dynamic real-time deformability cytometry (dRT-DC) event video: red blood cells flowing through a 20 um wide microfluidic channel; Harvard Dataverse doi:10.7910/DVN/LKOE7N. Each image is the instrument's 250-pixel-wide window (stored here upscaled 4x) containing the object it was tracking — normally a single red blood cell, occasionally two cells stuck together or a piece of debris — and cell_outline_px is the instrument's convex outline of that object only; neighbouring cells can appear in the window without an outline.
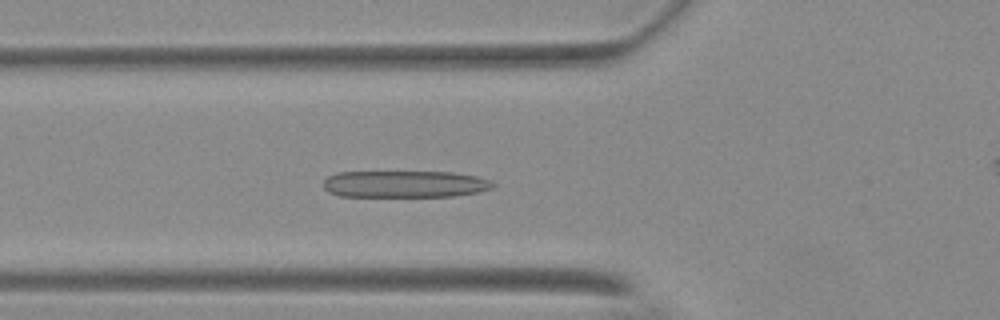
{"species": "Egyptian fruit bat (a non-hibernating species)", "species_latin": "Rousettus aegyptiacus", "temperature_condition": "warm", "stored_images_in_passage": 54, "camera_frame_rate_fps": 3000, "um_per_image_px": 0.085, "animal": {"sex": "female"}, "frame": {"image": 1, "passage_image": 18, "time_ms": 5.667, "image_size_px": [1000, 320], "cell_outline_px": [[496, 184], [492, 188], [480, 192], [456, 196], [340, 196], [328, 192], [324, 188], [324, 180], [328, 176], [336, 172], [452, 172], [476, 176], [492, 180]], "centroid_in_image_um": [34.44, 15.64], "position_along_channel_um": 91.4, "area_um2": 26.7}}
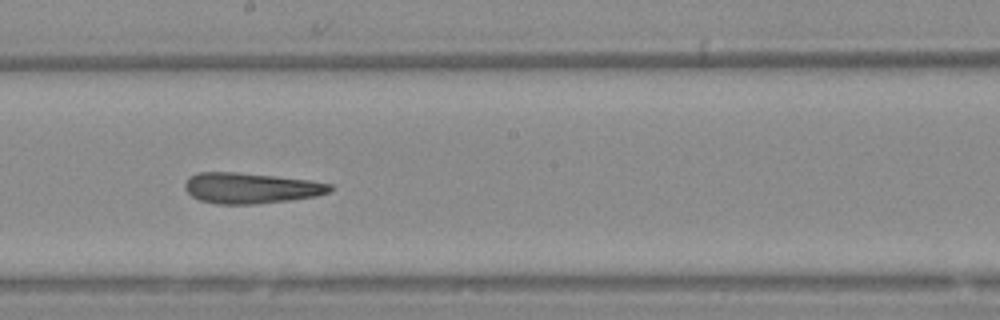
{"frame": {"image": 2, "passage_image": 29, "time_ms": 9.333, "image_size_px": [1000, 320], "cell_outline_px": [[332, 192], [316, 196], [288, 200], [256, 204], [216, 204], [200, 200], [192, 196], [184, 188], [184, 184], [188, 176], [196, 172], [236, 172], [276, 176], [308, 180], [332, 184]], "centroid_in_image_um": [21.29, 15.98], "position_along_channel_um": 226.9, "area_um2": 26.07}}
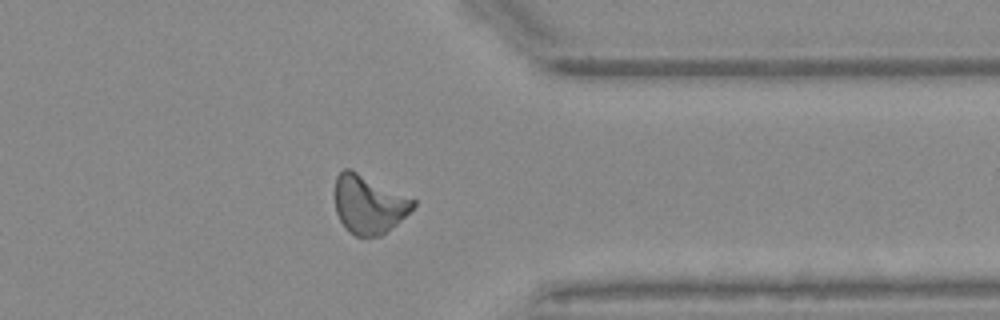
{"frame": {"image": 3, "passage_image": 42, "time_ms": 13.667, "image_size_px": [1000, 320], "cell_outline_px": [[416, 204], [396, 224], [380, 236], [356, 236], [348, 232], [340, 220], [336, 212], [332, 192], [336, 176], [344, 168], [352, 168], [416, 200]], "centroid_in_image_um": [31.28, 17.33], "position_along_channel_um": 380.1, "area_um2": 27.05}, "authors_computed_cell_mechanics": {"area_um2": 26.1256, "velocity_mm_per_s": 3.6971, "shape_relaxation_time_tau1_ms": null, "shape_relaxation_time_tau2_ms": 4.267, "deformation_change_tau1": null, "deformation_change_tau2": 0.1749}}